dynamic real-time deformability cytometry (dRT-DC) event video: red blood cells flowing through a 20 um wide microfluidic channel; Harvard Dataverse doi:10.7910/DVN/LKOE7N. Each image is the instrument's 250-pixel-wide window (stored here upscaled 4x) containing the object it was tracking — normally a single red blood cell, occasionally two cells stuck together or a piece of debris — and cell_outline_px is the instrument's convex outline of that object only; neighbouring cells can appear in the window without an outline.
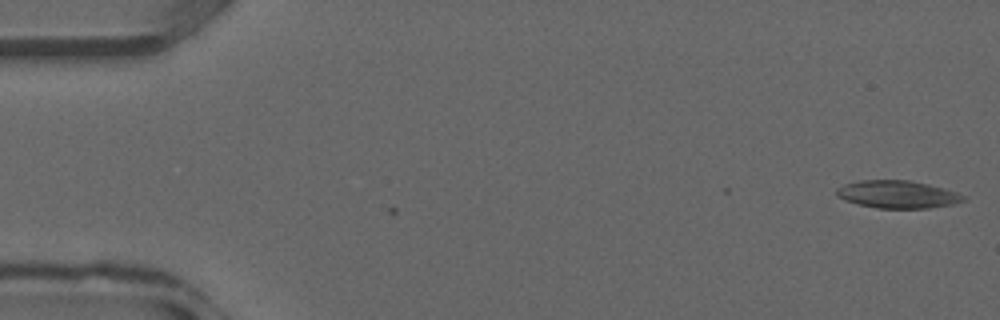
{"species": "common noctule bat (a hibernating species)", "species_latin": "Nyctalus noctula", "temperature_condition": "warm", "stored_images_in_passage": 5, "camera_frame_rate_fps": 3000, "um_per_image_px": 0.085, "animal": {"sex": "male", "forearm_length_mm": 52.5}, "frame": {"image": 1, "passage_image": 5, "time_ms": 1.333, "image_size_px": [1000, 320], "cell_outline_px": [[964, 200], [952, 204], [928, 208], [876, 208], [844, 200], [836, 196], [836, 188], [844, 184], [860, 180], [912, 180], [944, 188], [956, 192], [964, 196]], "centroid_in_image_um": [76.25, 16.51], "position_along_channel_um": 8.7, "area_um2": 20.35}}